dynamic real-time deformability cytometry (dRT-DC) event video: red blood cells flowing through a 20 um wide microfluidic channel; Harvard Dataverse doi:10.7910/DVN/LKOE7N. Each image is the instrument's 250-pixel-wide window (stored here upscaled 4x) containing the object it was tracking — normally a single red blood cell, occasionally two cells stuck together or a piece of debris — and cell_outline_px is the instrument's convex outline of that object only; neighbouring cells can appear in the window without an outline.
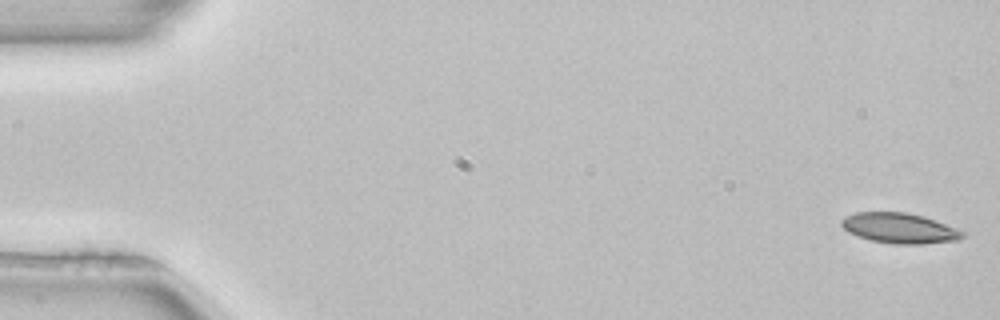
{"species": "common noctule bat (a hibernating species)", "species_latin": "Nyctalus noctula", "temperature_condition": "room temperature", "stored_images_in_passage": 49, "camera_frame_rate_fps": 3000, "um_per_image_px": 0.085, "animal": {"sex": "female", "body_mass_g": 22.7, "forearm_length_mm": 54.2}, "frame": {"image": 1, "passage_image": 1, "time_ms": 0.0, "image_size_px": [1000, 320], "cell_outline_px": [[968, 232], [960, 240], [920, 244], [896, 244], [872, 240], [848, 232], [840, 224], [840, 220], [844, 216], [856, 212], [908, 212], [924, 216], [936, 220]], "centroid_in_image_um": [76.51, 19.38], "position_along_channel_um": 8.5, "area_um2": 21.56}}
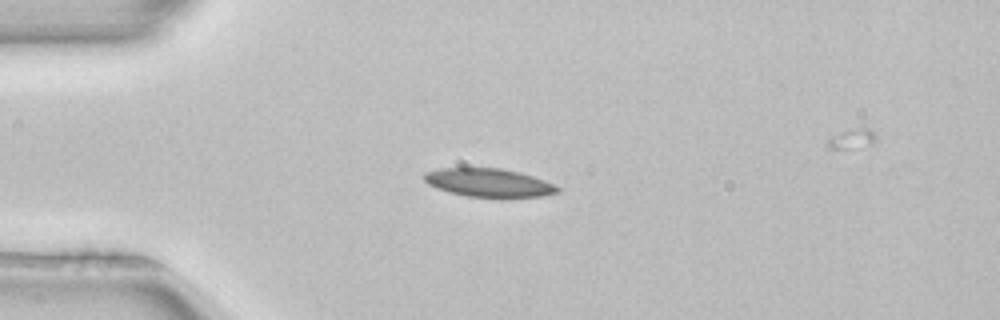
{"frame": {"image": 2, "passage_image": 13, "time_ms": 4.0, "image_size_px": [1000, 320], "cell_outline_px": [[560, 192], [540, 196], [500, 200], [468, 196], [436, 188], [428, 184], [424, 180], [424, 172], [440, 168], [500, 168], [520, 172], [544, 180], [560, 188]], "centroid_in_image_um": [41.57, 15.56], "position_along_channel_um": 43.4, "area_um2": 22.6}}
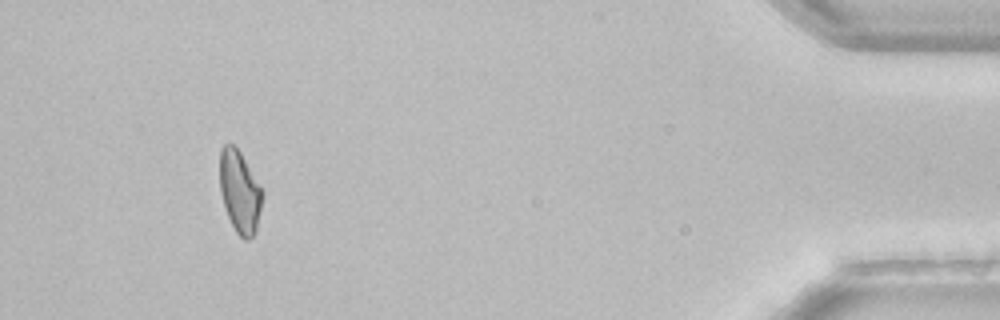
{"frame": {"image": 3, "passage_image": 48, "time_ms": 15.667, "image_size_px": [1000, 320], "cell_outline_px": [[260, 208], [256, 232], [248, 240], [244, 240], [236, 232], [228, 216], [220, 192], [220, 148], [224, 144], [232, 144], [240, 152], [260, 184]], "centroid_in_image_um": [20.35, 16.29], "position_along_channel_um": 414.9, "area_um2": 19.94}}